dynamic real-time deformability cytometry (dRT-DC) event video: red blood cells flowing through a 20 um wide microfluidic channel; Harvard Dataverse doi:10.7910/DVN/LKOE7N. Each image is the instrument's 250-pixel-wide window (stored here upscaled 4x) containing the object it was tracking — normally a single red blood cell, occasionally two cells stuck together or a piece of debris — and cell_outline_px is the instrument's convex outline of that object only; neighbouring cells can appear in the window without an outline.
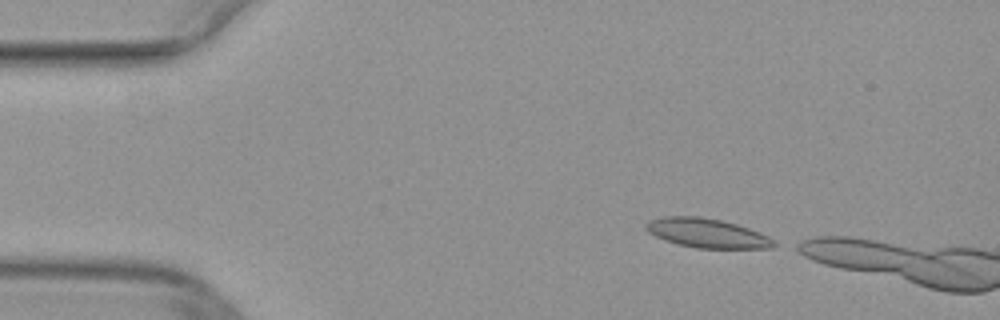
{"species": "common noctule bat (a hibernating species)", "species_latin": "Nyctalus noctula", "temperature_condition": "warm", "stored_images_in_passage": 4, "camera_frame_rate_fps": 3000, "um_per_image_px": 0.085, "animal": {"sex": "female", "body_mass_g": 29.2, "forearm_length_mm": 56.3}, "frame": {"image": 1, "passage_image": 1, "time_ms": 0.0, "image_size_px": [1000, 320], "cell_outline_px": [[784, 244], [776, 248], [696, 248], [664, 240], [648, 232], [644, 228], [644, 224], [648, 220], [664, 216], [700, 216], [720, 220], [736, 224], [760, 232]], "centroid_in_image_um": [60.16, 19.82], "position_along_channel_um": 24.8, "area_um2": 22.14}}